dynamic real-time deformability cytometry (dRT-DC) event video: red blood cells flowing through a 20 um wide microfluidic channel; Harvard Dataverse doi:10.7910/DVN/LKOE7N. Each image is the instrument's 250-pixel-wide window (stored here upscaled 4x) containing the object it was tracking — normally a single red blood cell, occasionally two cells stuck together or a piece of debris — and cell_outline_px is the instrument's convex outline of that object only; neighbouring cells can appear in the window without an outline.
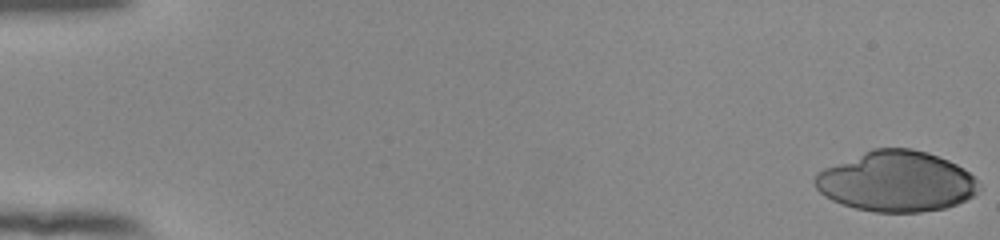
{"species": "human", "species_latin": "Homo sapiens", "temperature_condition": "room temperature", "stored_images_in_passage": 54, "camera_frame_rate_fps": 3000, "um_per_image_px": 0.085, "donor": {"sex": "female"}, "frame": {"image": 1, "passage_image": 1, "time_ms": 0.0, "image_size_px": [1000, 240], "cell_outline_px": [[980, 188], [972, 196], [956, 204], [944, 208], [920, 212], [876, 212], [856, 208], [832, 200], [824, 196], [816, 188], [816, 172], [824, 168], [872, 148], [912, 148], [928, 152], [948, 160], [964, 168], [980, 184]], "centroid_in_image_um": [76.19, 15.41], "position_along_channel_um": 8.8, "area_um2": 57.57}}